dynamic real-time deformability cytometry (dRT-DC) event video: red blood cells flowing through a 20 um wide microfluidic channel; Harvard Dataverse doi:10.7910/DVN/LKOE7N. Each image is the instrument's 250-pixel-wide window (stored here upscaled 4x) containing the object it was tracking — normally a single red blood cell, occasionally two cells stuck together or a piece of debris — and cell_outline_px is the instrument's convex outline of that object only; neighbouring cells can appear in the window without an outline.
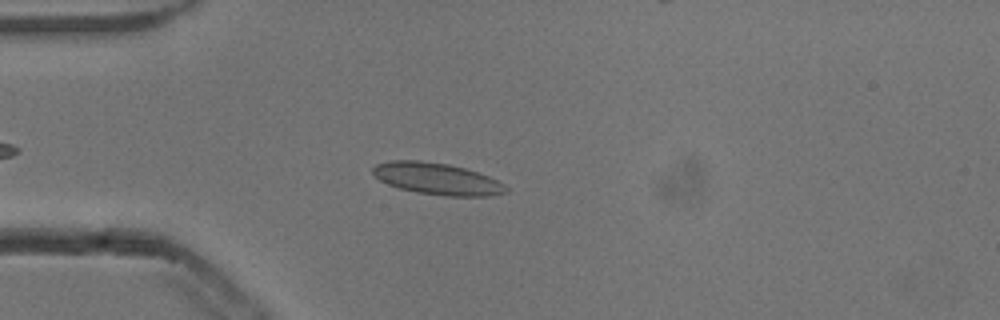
{"species": "common noctule bat (a hibernating species)", "species_latin": "Nyctalus noctula", "temperature_condition": "cold", "stored_images_in_passage": 50, "camera_frame_rate_fps": 3000, "um_per_image_px": 0.085, "animal": {"sex": "male", "body_mass_g": 13.3}, "frame": {"image": 1, "passage_image": 10, "time_ms": 3.0, "image_size_px": [1000, 320], "cell_outline_px": [[508, 192], [488, 196], [444, 196], [416, 192], [400, 188], [388, 184], [380, 180], [372, 172], [372, 168], [376, 164], [392, 160], [420, 160], [448, 164], [464, 168], [488, 176], [504, 184], [508, 188]], "centroid_in_image_um": [37.15, 15.2], "position_along_channel_um": 47.9, "area_um2": 24.51}}
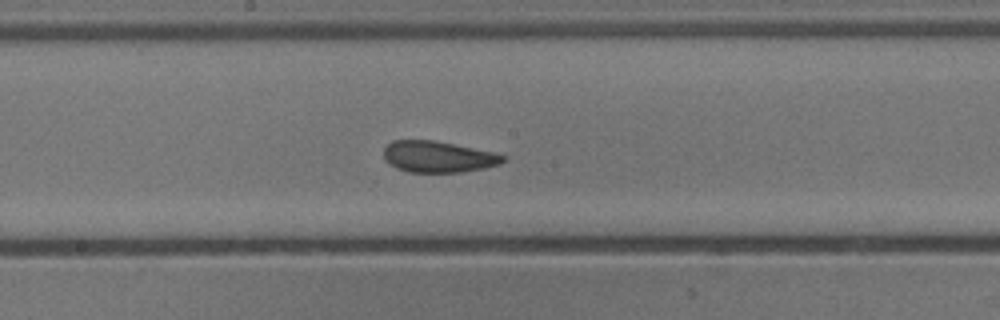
{"frame": {"image": 2, "passage_image": 24, "time_ms": 7.667, "image_size_px": [1000, 320], "cell_outline_px": [[508, 156], [500, 164], [484, 168], [460, 172], [408, 172], [396, 168], [388, 164], [384, 160], [384, 148], [392, 140], [432, 140], [496, 152]], "centroid_in_image_um": [37.24, 13.32], "position_along_channel_um": 211.0, "area_um2": 21.91}}
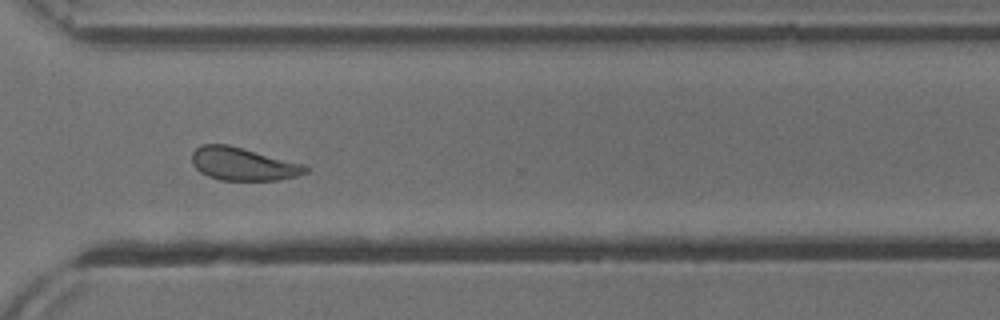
{"frame": {"image": 3, "passage_image": 35, "time_ms": 11.333, "image_size_px": [1000, 320], "cell_outline_px": [[308, 172], [296, 176], [280, 180], [220, 180], [208, 176], [200, 172], [192, 164], [192, 152], [200, 144], [228, 144], [304, 164], [308, 168]], "centroid_in_image_um": [20.64, 13.93], "position_along_channel_um": 350.0, "area_um2": 21.85}, "authors_computed_cell_mechanics": {"area_um2": 22.542, "velocity_mm_per_s": 3.8006, "shape_relaxation_time_tau1_ms": 5.3795, "shape_relaxation_time_tau2_ms": 2.9841, "deformation_change_tau1": 0.1159, "deformation_change_tau2": 0.0582}}